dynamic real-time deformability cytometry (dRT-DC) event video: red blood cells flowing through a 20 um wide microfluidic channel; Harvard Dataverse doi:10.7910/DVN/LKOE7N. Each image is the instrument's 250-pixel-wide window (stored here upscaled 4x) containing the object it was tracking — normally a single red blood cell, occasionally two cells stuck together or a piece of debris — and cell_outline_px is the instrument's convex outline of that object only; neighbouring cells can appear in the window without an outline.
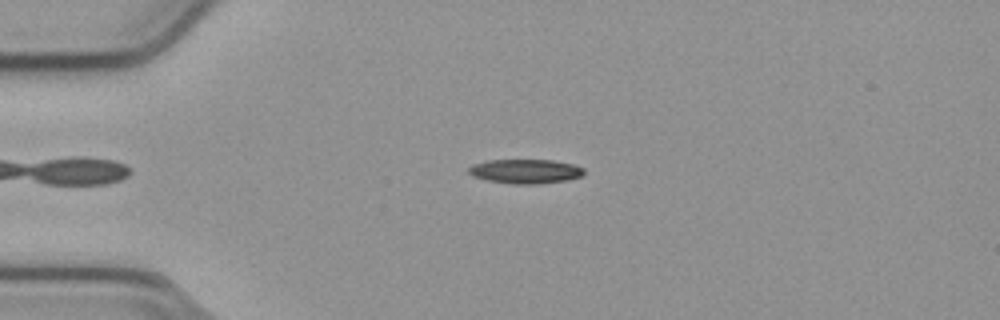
{"species": "common noctule bat (a hibernating species)", "species_latin": "Nyctalus noctula", "temperature_condition": "cold", "stored_images_in_passage": 50, "camera_frame_rate_fps": 3000, "um_per_image_px": 0.085, "animal": {"sex": "male", "body_mass_g": 23.1, "forearm_length_mm": 52.7}, "frame": {"image": 1, "passage_image": 9, "time_ms": 2.667, "image_size_px": [1000, 320], "cell_outline_px": [[584, 172], [580, 176], [564, 180], [536, 184], [516, 184], [488, 180], [472, 176], [468, 172], [468, 168], [472, 164], [488, 160], [552, 160], [572, 164], [584, 168]], "centroid_in_image_um": [44.62, 14.55], "position_along_channel_um": 40.4, "area_um2": 16.13}}
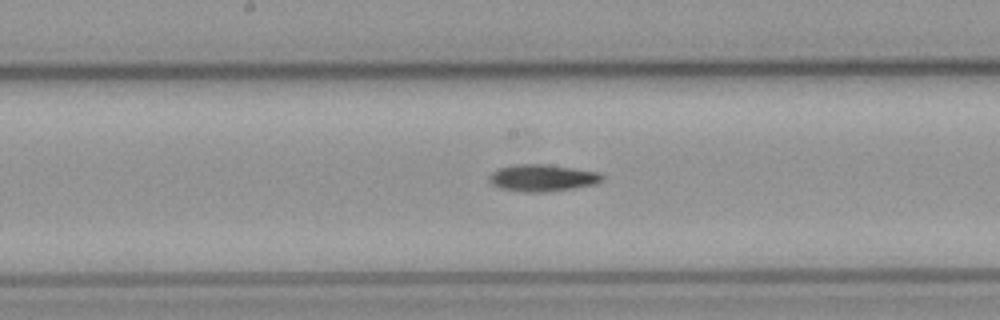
{"frame": {"image": 2, "passage_image": 24, "time_ms": 7.667, "image_size_px": [1000, 320], "cell_outline_px": [[604, 176], [596, 184], [572, 188], [544, 192], [520, 192], [500, 188], [492, 184], [488, 180], [488, 176], [492, 172], [500, 168], [516, 164], [544, 164], [596, 172]], "centroid_in_image_um": [46.03, 15.13], "position_along_channel_um": 202.2, "area_um2": 17.46}}
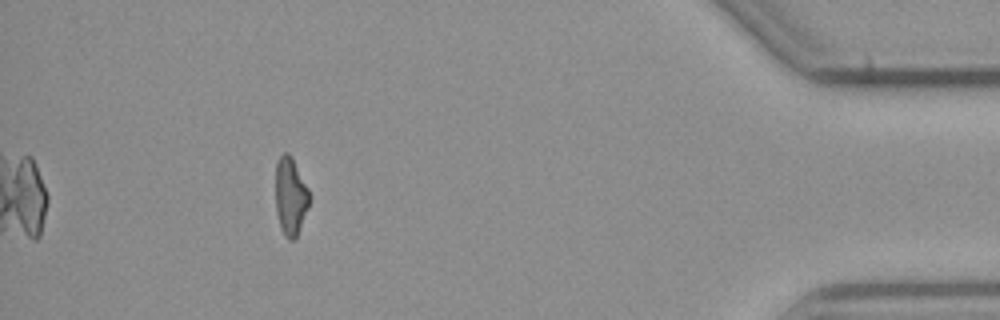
{"frame": {"image": 3, "passage_image": 45, "time_ms": 14.667, "image_size_px": [1000, 320], "cell_outline_px": [[308, 208], [296, 236], [292, 240], [288, 240], [284, 236], [276, 212], [276, 164], [280, 156], [284, 152], [288, 152], [292, 156], [308, 188]], "centroid_in_image_um": [24.68, 16.66], "position_along_channel_um": 410.5, "area_um2": 15.09}}